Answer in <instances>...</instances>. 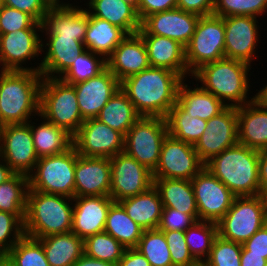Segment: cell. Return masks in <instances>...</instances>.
<instances>
[{
	"mask_svg": "<svg viewBox=\"0 0 267 266\" xmlns=\"http://www.w3.org/2000/svg\"><path fill=\"white\" fill-rule=\"evenodd\" d=\"M183 78L165 68L149 67L120 82V89L133 103L136 112L145 117L166 118L177 102Z\"/></svg>",
	"mask_w": 267,
	"mask_h": 266,
	"instance_id": "cell-1",
	"label": "cell"
},
{
	"mask_svg": "<svg viewBox=\"0 0 267 266\" xmlns=\"http://www.w3.org/2000/svg\"><path fill=\"white\" fill-rule=\"evenodd\" d=\"M205 168L235 196L260 194L258 150L236 143L209 160Z\"/></svg>",
	"mask_w": 267,
	"mask_h": 266,
	"instance_id": "cell-2",
	"label": "cell"
},
{
	"mask_svg": "<svg viewBox=\"0 0 267 266\" xmlns=\"http://www.w3.org/2000/svg\"><path fill=\"white\" fill-rule=\"evenodd\" d=\"M43 77L33 71L0 74V115L4 125L29 122L40 115V89Z\"/></svg>",
	"mask_w": 267,
	"mask_h": 266,
	"instance_id": "cell-3",
	"label": "cell"
},
{
	"mask_svg": "<svg viewBox=\"0 0 267 266\" xmlns=\"http://www.w3.org/2000/svg\"><path fill=\"white\" fill-rule=\"evenodd\" d=\"M250 69L251 65L246 62L224 57L201 66L192 77L199 80L204 90L212 93L227 107H240L254 100V96L250 100L247 95L250 91Z\"/></svg>",
	"mask_w": 267,
	"mask_h": 266,
	"instance_id": "cell-4",
	"label": "cell"
},
{
	"mask_svg": "<svg viewBox=\"0 0 267 266\" xmlns=\"http://www.w3.org/2000/svg\"><path fill=\"white\" fill-rule=\"evenodd\" d=\"M69 201L73 203V198L28 189L25 235L39 239L71 232L73 205Z\"/></svg>",
	"mask_w": 267,
	"mask_h": 266,
	"instance_id": "cell-5",
	"label": "cell"
},
{
	"mask_svg": "<svg viewBox=\"0 0 267 266\" xmlns=\"http://www.w3.org/2000/svg\"><path fill=\"white\" fill-rule=\"evenodd\" d=\"M40 115L72 136L85 121L79 110L74 86L59 77L43 78L40 89Z\"/></svg>",
	"mask_w": 267,
	"mask_h": 266,
	"instance_id": "cell-6",
	"label": "cell"
},
{
	"mask_svg": "<svg viewBox=\"0 0 267 266\" xmlns=\"http://www.w3.org/2000/svg\"><path fill=\"white\" fill-rule=\"evenodd\" d=\"M78 152L72 145L63 153L41 157L29 177V189L46 194L75 197Z\"/></svg>",
	"mask_w": 267,
	"mask_h": 266,
	"instance_id": "cell-7",
	"label": "cell"
},
{
	"mask_svg": "<svg viewBox=\"0 0 267 266\" xmlns=\"http://www.w3.org/2000/svg\"><path fill=\"white\" fill-rule=\"evenodd\" d=\"M267 223V197L236 196L227 213L217 222L218 235L243 244Z\"/></svg>",
	"mask_w": 267,
	"mask_h": 266,
	"instance_id": "cell-8",
	"label": "cell"
},
{
	"mask_svg": "<svg viewBox=\"0 0 267 266\" xmlns=\"http://www.w3.org/2000/svg\"><path fill=\"white\" fill-rule=\"evenodd\" d=\"M224 18L214 14L200 16L185 46L186 65L192 75L201 66L225 57Z\"/></svg>",
	"mask_w": 267,
	"mask_h": 266,
	"instance_id": "cell-9",
	"label": "cell"
},
{
	"mask_svg": "<svg viewBox=\"0 0 267 266\" xmlns=\"http://www.w3.org/2000/svg\"><path fill=\"white\" fill-rule=\"evenodd\" d=\"M167 135L166 118L141 116L125 135L124 152L153 173Z\"/></svg>",
	"mask_w": 267,
	"mask_h": 266,
	"instance_id": "cell-10",
	"label": "cell"
},
{
	"mask_svg": "<svg viewBox=\"0 0 267 266\" xmlns=\"http://www.w3.org/2000/svg\"><path fill=\"white\" fill-rule=\"evenodd\" d=\"M205 164L199 158L194 145L178 140L169 134L165 137L153 179L192 180Z\"/></svg>",
	"mask_w": 267,
	"mask_h": 266,
	"instance_id": "cell-11",
	"label": "cell"
},
{
	"mask_svg": "<svg viewBox=\"0 0 267 266\" xmlns=\"http://www.w3.org/2000/svg\"><path fill=\"white\" fill-rule=\"evenodd\" d=\"M31 120L5 125L0 133V158L16 173L29 176L38 161L34 148Z\"/></svg>",
	"mask_w": 267,
	"mask_h": 266,
	"instance_id": "cell-12",
	"label": "cell"
},
{
	"mask_svg": "<svg viewBox=\"0 0 267 266\" xmlns=\"http://www.w3.org/2000/svg\"><path fill=\"white\" fill-rule=\"evenodd\" d=\"M110 197L114 202L136 196L153 186L152 172L125 152L109 158Z\"/></svg>",
	"mask_w": 267,
	"mask_h": 266,
	"instance_id": "cell-13",
	"label": "cell"
},
{
	"mask_svg": "<svg viewBox=\"0 0 267 266\" xmlns=\"http://www.w3.org/2000/svg\"><path fill=\"white\" fill-rule=\"evenodd\" d=\"M191 183L199 221L217 223L230 209L236 196L205 167Z\"/></svg>",
	"mask_w": 267,
	"mask_h": 266,
	"instance_id": "cell-14",
	"label": "cell"
},
{
	"mask_svg": "<svg viewBox=\"0 0 267 266\" xmlns=\"http://www.w3.org/2000/svg\"><path fill=\"white\" fill-rule=\"evenodd\" d=\"M124 139L122 133L90 118L73 135V146L81 156L111 158L124 152Z\"/></svg>",
	"mask_w": 267,
	"mask_h": 266,
	"instance_id": "cell-15",
	"label": "cell"
},
{
	"mask_svg": "<svg viewBox=\"0 0 267 266\" xmlns=\"http://www.w3.org/2000/svg\"><path fill=\"white\" fill-rule=\"evenodd\" d=\"M238 143L237 107H227L207 121V127L194 148L206 164L223 150Z\"/></svg>",
	"mask_w": 267,
	"mask_h": 266,
	"instance_id": "cell-16",
	"label": "cell"
},
{
	"mask_svg": "<svg viewBox=\"0 0 267 266\" xmlns=\"http://www.w3.org/2000/svg\"><path fill=\"white\" fill-rule=\"evenodd\" d=\"M200 15L179 8L153 13L141 22L138 34H154L178 41L184 47L195 32Z\"/></svg>",
	"mask_w": 267,
	"mask_h": 266,
	"instance_id": "cell-17",
	"label": "cell"
},
{
	"mask_svg": "<svg viewBox=\"0 0 267 266\" xmlns=\"http://www.w3.org/2000/svg\"><path fill=\"white\" fill-rule=\"evenodd\" d=\"M42 29H20L0 34V52L8 71H33L39 73V67H23L25 61L38 57L42 53V39L37 32ZM22 64V65H21Z\"/></svg>",
	"mask_w": 267,
	"mask_h": 266,
	"instance_id": "cell-18",
	"label": "cell"
},
{
	"mask_svg": "<svg viewBox=\"0 0 267 266\" xmlns=\"http://www.w3.org/2000/svg\"><path fill=\"white\" fill-rule=\"evenodd\" d=\"M257 20L253 16L224 17L225 58L251 64L259 41Z\"/></svg>",
	"mask_w": 267,
	"mask_h": 266,
	"instance_id": "cell-19",
	"label": "cell"
},
{
	"mask_svg": "<svg viewBox=\"0 0 267 266\" xmlns=\"http://www.w3.org/2000/svg\"><path fill=\"white\" fill-rule=\"evenodd\" d=\"M79 110L86 119L96 118L114 93L120 89V82L106 67L97 76L73 84Z\"/></svg>",
	"mask_w": 267,
	"mask_h": 266,
	"instance_id": "cell-20",
	"label": "cell"
},
{
	"mask_svg": "<svg viewBox=\"0 0 267 266\" xmlns=\"http://www.w3.org/2000/svg\"><path fill=\"white\" fill-rule=\"evenodd\" d=\"M111 166L107 157L78 154L75 166V197L109 196Z\"/></svg>",
	"mask_w": 267,
	"mask_h": 266,
	"instance_id": "cell-21",
	"label": "cell"
},
{
	"mask_svg": "<svg viewBox=\"0 0 267 266\" xmlns=\"http://www.w3.org/2000/svg\"><path fill=\"white\" fill-rule=\"evenodd\" d=\"M71 232L83 240L88 236L104 232L110 206V196H84L73 198Z\"/></svg>",
	"mask_w": 267,
	"mask_h": 266,
	"instance_id": "cell-22",
	"label": "cell"
},
{
	"mask_svg": "<svg viewBox=\"0 0 267 266\" xmlns=\"http://www.w3.org/2000/svg\"><path fill=\"white\" fill-rule=\"evenodd\" d=\"M106 67L119 82L150 67L147 48L136 33L127 35L106 59Z\"/></svg>",
	"mask_w": 267,
	"mask_h": 266,
	"instance_id": "cell-23",
	"label": "cell"
},
{
	"mask_svg": "<svg viewBox=\"0 0 267 266\" xmlns=\"http://www.w3.org/2000/svg\"><path fill=\"white\" fill-rule=\"evenodd\" d=\"M42 31L48 37H67L84 43L88 27V11L77 6L53 3L43 21Z\"/></svg>",
	"mask_w": 267,
	"mask_h": 266,
	"instance_id": "cell-24",
	"label": "cell"
},
{
	"mask_svg": "<svg viewBox=\"0 0 267 266\" xmlns=\"http://www.w3.org/2000/svg\"><path fill=\"white\" fill-rule=\"evenodd\" d=\"M139 35L142 37L146 45L148 60L151 67L171 70L178 73L183 79L187 76H192L188 72L185 47L181 43L154 34Z\"/></svg>",
	"mask_w": 267,
	"mask_h": 266,
	"instance_id": "cell-25",
	"label": "cell"
},
{
	"mask_svg": "<svg viewBox=\"0 0 267 266\" xmlns=\"http://www.w3.org/2000/svg\"><path fill=\"white\" fill-rule=\"evenodd\" d=\"M238 143L254 150L267 148V108L255 99L237 107Z\"/></svg>",
	"mask_w": 267,
	"mask_h": 266,
	"instance_id": "cell-26",
	"label": "cell"
},
{
	"mask_svg": "<svg viewBox=\"0 0 267 266\" xmlns=\"http://www.w3.org/2000/svg\"><path fill=\"white\" fill-rule=\"evenodd\" d=\"M46 45L42 42V51L47 49L45 57L39 63V73L43 78L60 77L71 65L79 53L85 50L84 43L67 37H47ZM45 45V46H44ZM58 75H55V74Z\"/></svg>",
	"mask_w": 267,
	"mask_h": 266,
	"instance_id": "cell-27",
	"label": "cell"
},
{
	"mask_svg": "<svg viewBox=\"0 0 267 266\" xmlns=\"http://www.w3.org/2000/svg\"><path fill=\"white\" fill-rule=\"evenodd\" d=\"M128 216L144 230L157 229L161 220L163 204L157 189L147 191L118 202Z\"/></svg>",
	"mask_w": 267,
	"mask_h": 266,
	"instance_id": "cell-28",
	"label": "cell"
},
{
	"mask_svg": "<svg viewBox=\"0 0 267 266\" xmlns=\"http://www.w3.org/2000/svg\"><path fill=\"white\" fill-rule=\"evenodd\" d=\"M163 208H173L191 215L199 221L198 209L191 180L186 179H153Z\"/></svg>",
	"mask_w": 267,
	"mask_h": 266,
	"instance_id": "cell-29",
	"label": "cell"
},
{
	"mask_svg": "<svg viewBox=\"0 0 267 266\" xmlns=\"http://www.w3.org/2000/svg\"><path fill=\"white\" fill-rule=\"evenodd\" d=\"M184 82L185 79L179 85L176 103L191 117L208 121L227 108L226 104L201 86L190 89V86Z\"/></svg>",
	"mask_w": 267,
	"mask_h": 266,
	"instance_id": "cell-30",
	"label": "cell"
},
{
	"mask_svg": "<svg viewBox=\"0 0 267 266\" xmlns=\"http://www.w3.org/2000/svg\"><path fill=\"white\" fill-rule=\"evenodd\" d=\"M88 2L87 11L91 16L120 27L128 35L136 34L141 28L137 10L122 0H90Z\"/></svg>",
	"mask_w": 267,
	"mask_h": 266,
	"instance_id": "cell-31",
	"label": "cell"
},
{
	"mask_svg": "<svg viewBox=\"0 0 267 266\" xmlns=\"http://www.w3.org/2000/svg\"><path fill=\"white\" fill-rule=\"evenodd\" d=\"M50 266H73L84 254V240L73 232L53 234L37 239Z\"/></svg>",
	"mask_w": 267,
	"mask_h": 266,
	"instance_id": "cell-32",
	"label": "cell"
},
{
	"mask_svg": "<svg viewBox=\"0 0 267 266\" xmlns=\"http://www.w3.org/2000/svg\"><path fill=\"white\" fill-rule=\"evenodd\" d=\"M127 35L120 27L88 13V27L84 39L85 49L101 55L106 60Z\"/></svg>",
	"mask_w": 267,
	"mask_h": 266,
	"instance_id": "cell-33",
	"label": "cell"
},
{
	"mask_svg": "<svg viewBox=\"0 0 267 266\" xmlns=\"http://www.w3.org/2000/svg\"><path fill=\"white\" fill-rule=\"evenodd\" d=\"M43 122L35 126L31 123L33 143L38 158L63 153L73 145V136L65 129L49 122L39 115Z\"/></svg>",
	"mask_w": 267,
	"mask_h": 266,
	"instance_id": "cell-34",
	"label": "cell"
},
{
	"mask_svg": "<svg viewBox=\"0 0 267 266\" xmlns=\"http://www.w3.org/2000/svg\"><path fill=\"white\" fill-rule=\"evenodd\" d=\"M140 117L126 94L118 89L96 119L125 136Z\"/></svg>",
	"mask_w": 267,
	"mask_h": 266,
	"instance_id": "cell-35",
	"label": "cell"
},
{
	"mask_svg": "<svg viewBox=\"0 0 267 266\" xmlns=\"http://www.w3.org/2000/svg\"><path fill=\"white\" fill-rule=\"evenodd\" d=\"M143 231L144 229L128 216L118 202L110 206L104 232L113 236L125 248H136Z\"/></svg>",
	"mask_w": 267,
	"mask_h": 266,
	"instance_id": "cell-36",
	"label": "cell"
},
{
	"mask_svg": "<svg viewBox=\"0 0 267 266\" xmlns=\"http://www.w3.org/2000/svg\"><path fill=\"white\" fill-rule=\"evenodd\" d=\"M168 134L178 140L195 145L207 127V121L191 117L177 103L166 116Z\"/></svg>",
	"mask_w": 267,
	"mask_h": 266,
	"instance_id": "cell-37",
	"label": "cell"
},
{
	"mask_svg": "<svg viewBox=\"0 0 267 266\" xmlns=\"http://www.w3.org/2000/svg\"><path fill=\"white\" fill-rule=\"evenodd\" d=\"M28 189L29 177L24 174L0 184V211L14 214L24 223Z\"/></svg>",
	"mask_w": 267,
	"mask_h": 266,
	"instance_id": "cell-38",
	"label": "cell"
},
{
	"mask_svg": "<svg viewBox=\"0 0 267 266\" xmlns=\"http://www.w3.org/2000/svg\"><path fill=\"white\" fill-rule=\"evenodd\" d=\"M185 241L190 253L197 262H205L218 236L217 223L196 221L184 231Z\"/></svg>",
	"mask_w": 267,
	"mask_h": 266,
	"instance_id": "cell-39",
	"label": "cell"
},
{
	"mask_svg": "<svg viewBox=\"0 0 267 266\" xmlns=\"http://www.w3.org/2000/svg\"><path fill=\"white\" fill-rule=\"evenodd\" d=\"M105 68L106 60L101 55L85 49L72 60L70 67L59 78L73 85L97 76Z\"/></svg>",
	"mask_w": 267,
	"mask_h": 266,
	"instance_id": "cell-40",
	"label": "cell"
},
{
	"mask_svg": "<svg viewBox=\"0 0 267 266\" xmlns=\"http://www.w3.org/2000/svg\"><path fill=\"white\" fill-rule=\"evenodd\" d=\"M125 247L106 232L84 239V254L90 258L118 265Z\"/></svg>",
	"mask_w": 267,
	"mask_h": 266,
	"instance_id": "cell-41",
	"label": "cell"
},
{
	"mask_svg": "<svg viewBox=\"0 0 267 266\" xmlns=\"http://www.w3.org/2000/svg\"><path fill=\"white\" fill-rule=\"evenodd\" d=\"M151 266H174L163 231L160 229L144 230L136 247Z\"/></svg>",
	"mask_w": 267,
	"mask_h": 266,
	"instance_id": "cell-42",
	"label": "cell"
},
{
	"mask_svg": "<svg viewBox=\"0 0 267 266\" xmlns=\"http://www.w3.org/2000/svg\"><path fill=\"white\" fill-rule=\"evenodd\" d=\"M12 266H50L42 244L24 235L5 255Z\"/></svg>",
	"mask_w": 267,
	"mask_h": 266,
	"instance_id": "cell-43",
	"label": "cell"
},
{
	"mask_svg": "<svg viewBox=\"0 0 267 266\" xmlns=\"http://www.w3.org/2000/svg\"><path fill=\"white\" fill-rule=\"evenodd\" d=\"M265 12H267V0H215L213 8V14L223 18L229 16L257 18Z\"/></svg>",
	"mask_w": 267,
	"mask_h": 266,
	"instance_id": "cell-44",
	"label": "cell"
},
{
	"mask_svg": "<svg viewBox=\"0 0 267 266\" xmlns=\"http://www.w3.org/2000/svg\"><path fill=\"white\" fill-rule=\"evenodd\" d=\"M242 244L215 238L210 255L205 261L207 266H241Z\"/></svg>",
	"mask_w": 267,
	"mask_h": 266,
	"instance_id": "cell-45",
	"label": "cell"
},
{
	"mask_svg": "<svg viewBox=\"0 0 267 266\" xmlns=\"http://www.w3.org/2000/svg\"><path fill=\"white\" fill-rule=\"evenodd\" d=\"M24 235V223L14 214L0 211V255H6Z\"/></svg>",
	"mask_w": 267,
	"mask_h": 266,
	"instance_id": "cell-46",
	"label": "cell"
},
{
	"mask_svg": "<svg viewBox=\"0 0 267 266\" xmlns=\"http://www.w3.org/2000/svg\"><path fill=\"white\" fill-rule=\"evenodd\" d=\"M43 24L31 15L3 5L0 11V34L16 32L20 29H42Z\"/></svg>",
	"mask_w": 267,
	"mask_h": 266,
	"instance_id": "cell-47",
	"label": "cell"
},
{
	"mask_svg": "<svg viewBox=\"0 0 267 266\" xmlns=\"http://www.w3.org/2000/svg\"><path fill=\"white\" fill-rule=\"evenodd\" d=\"M168 243L171 261L174 266H189L197 261L193 258L185 241L184 231L161 230Z\"/></svg>",
	"mask_w": 267,
	"mask_h": 266,
	"instance_id": "cell-48",
	"label": "cell"
},
{
	"mask_svg": "<svg viewBox=\"0 0 267 266\" xmlns=\"http://www.w3.org/2000/svg\"><path fill=\"white\" fill-rule=\"evenodd\" d=\"M51 0H4V5L31 15L37 22L43 23Z\"/></svg>",
	"mask_w": 267,
	"mask_h": 266,
	"instance_id": "cell-49",
	"label": "cell"
},
{
	"mask_svg": "<svg viewBox=\"0 0 267 266\" xmlns=\"http://www.w3.org/2000/svg\"><path fill=\"white\" fill-rule=\"evenodd\" d=\"M195 222L196 220L189 214L173 208H163L158 229L185 231Z\"/></svg>",
	"mask_w": 267,
	"mask_h": 266,
	"instance_id": "cell-50",
	"label": "cell"
},
{
	"mask_svg": "<svg viewBox=\"0 0 267 266\" xmlns=\"http://www.w3.org/2000/svg\"><path fill=\"white\" fill-rule=\"evenodd\" d=\"M177 8V0H139L137 14L142 22L147 16Z\"/></svg>",
	"mask_w": 267,
	"mask_h": 266,
	"instance_id": "cell-51",
	"label": "cell"
},
{
	"mask_svg": "<svg viewBox=\"0 0 267 266\" xmlns=\"http://www.w3.org/2000/svg\"><path fill=\"white\" fill-rule=\"evenodd\" d=\"M242 251L263 255L267 259V223L242 244Z\"/></svg>",
	"mask_w": 267,
	"mask_h": 266,
	"instance_id": "cell-52",
	"label": "cell"
},
{
	"mask_svg": "<svg viewBox=\"0 0 267 266\" xmlns=\"http://www.w3.org/2000/svg\"><path fill=\"white\" fill-rule=\"evenodd\" d=\"M214 2L215 0H177V8L207 16L213 14Z\"/></svg>",
	"mask_w": 267,
	"mask_h": 266,
	"instance_id": "cell-53",
	"label": "cell"
},
{
	"mask_svg": "<svg viewBox=\"0 0 267 266\" xmlns=\"http://www.w3.org/2000/svg\"><path fill=\"white\" fill-rule=\"evenodd\" d=\"M118 266H151V264L137 248H126Z\"/></svg>",
	"mask_w": 267,
	"mask_h": 266,
	"instance_id": "cell-54",
	"label": "cell"
},
{
	"mask_svg": "<svg viewBox=\"0 0 267 266\" xmlns=\"http://www.w3.org/2000/svg\"><path fill=\"white\" fill-rule=\"evenodd\" d=\"M260 194L267 197V148L259 151Z\"/></svg>",
	"mask_w": 267,
	"mask_h": 266,
	"instance_id": "cell-55",
	"label": "cell"
},
{
	"mask_svg": "<svg viewBox=\"0 0 267 266\" xmlns=\"http://www.w3.org/2000/svg\"><path fill=\"white\" fill-rule=\"evenodd\" d=\"M241 266H267V259L263 255L250 254V251H242Z\"/></svg>",
	"mask_w": 267,
	"mask_h": 266,
	"instance_id": "cell-56",
	"label": "cell"
},
{
	"mask_svg": "<svg viewBox=\"0 0 267 266\" xmlns=\"http://www.w3.org/2000/svg\"><path fill=\"white\" fill-rule=\"evenodd\" d=\"M73 266H118L98 259H93L83 254Z\"/></svg>",
	"mask_w": 267,
	"mask_h": 266,
	"instance_id": "cell-57",
	"label": "cell"
},
{
	"mask_svg": "<svg viewBox=\"0 0 267 266\" xmlns=\"http://www.w3.org/2000/svg\"><path fill=\"white\" fill-rule=\"evenodd\" d=\"M2 160V161H1ZM0 184L8 181L16 173L0 158Z\"/></svg>",
	"mask_w": 267,
	"mask_h": 266,
	"instance_id": "cell-58",
	"label": "cell"
},
{
	"mask_svg": "<svg viewBox=\"0 0 267 266\" xmlns=\"http://www.w3.org/2000/svg\"><path fill=\"white\" fill-rule=\"evenodd\" d=\"M254 99L263 107L267 108V85L258 90V93L254 96Z\"/></svg>",
	"mask_w": 267,
	"mask_h": 266,
	"instance_id": "cell-59",
	"label": "cell"
},
{
	"mask_svg": "<svg viewBox=\"0 0 267 266\" xmlns=\"http://www.w3.org/2000/svg\"><path fill=\"white\" fill-rule=\"evenodd\" d=\"M0 266H12L10 260L5 255H0Z\"/></svg>",
	"mask_w": 267,
	"mask_h": 266,
	"instance_id": "cell-60",
	"label": "cell"
},
{
	"mask_svg": "<svg viewBox=\"0 0 267 266\" xmlns=\"http://www.w3.org/2000/svg\"><path fill=\"white\" fill-rule=\"evenodd\" d=\"M130 5H132L136 10L138 9V1L139 0H122Z\"/></svg>",
	"mask_w": 267,
	"mask_h": 266,
	"instance_id": "cell-61",
	"label": "cell"
},
{
	"mask_svg": "<svg viewBox=\"0 0 267 266\" xmlns=\"http://www.w3.org/2000/svg\"><path fill=\"white\" fill-rule=\"evenodd\" d=\"M0 65L2 66L1 68V72L0 74H5L8 72L7 68L5 67L4 63H3V60H2V56H1V52H0Z\"/></svg>",
	"mask_w": 267,
	"mask_h": 266,
	"instance_id": "cell-62",
	"label": "cell"
},
{
	"mask_svg": "<svg viewBox=\"0 0 267 266\" xmlns=\"http://www.w3.org/2000/svg\"><path fill=\"white\" fill-rule=\"evenodd\" d=\"M51 1H52V3L58 4V5H62V6H72V3L71 4H69V3L67 4L66 2L63 3L60 0H51Z\"/></svg>",
	"mask_w": 267,
	"mask_h": 266,
	"instance_id": "cell-63",
	"label": "cell"
},
{
	"mask_svg": "<svg viewBox=\"0 0 267 266\" xmlns=\"http://www.w3.org/2000/svg\"><path fill=\"white\" fill-rule=\"evenodd\" d=\"M189 266H207L206 262H196L192 265H189Z\"/></svg>",
	"mask_w": 267,
	"mask_h": 266,
	"instance_id": "cell-64",
	"label": "cell"
},
{
	"mask_svg": "<svg viewBox=\"0 0 267 266\" xmlns=\"http://www.w3.org/2000/svg\"><path fill=\"white\" fill-rule=\"evenodd\" d=\"M4 127H5V125H4V123H3L2 119H1V115H0V133H1V131H2V129Z\"/></svg>",
	"mask_w": 267,
	"mask_h": 266,
	"instance_id": "cell-65",
	"label": "cell"
},
{
	"mask_svg": "<svg viewBox=\"0 0 267 266\" xmlns=\"http://www.w3.org/2000/svg\"><path fill=\"white\" fill-rule=\"evenodd\" d=\"M4 5V0H0V7Z\"/></svg>",
	"mask_w": 267,
	"mask_h": 266,
	"instance_id": "cell-66",
	"label": "cell"
}]
</instances>
